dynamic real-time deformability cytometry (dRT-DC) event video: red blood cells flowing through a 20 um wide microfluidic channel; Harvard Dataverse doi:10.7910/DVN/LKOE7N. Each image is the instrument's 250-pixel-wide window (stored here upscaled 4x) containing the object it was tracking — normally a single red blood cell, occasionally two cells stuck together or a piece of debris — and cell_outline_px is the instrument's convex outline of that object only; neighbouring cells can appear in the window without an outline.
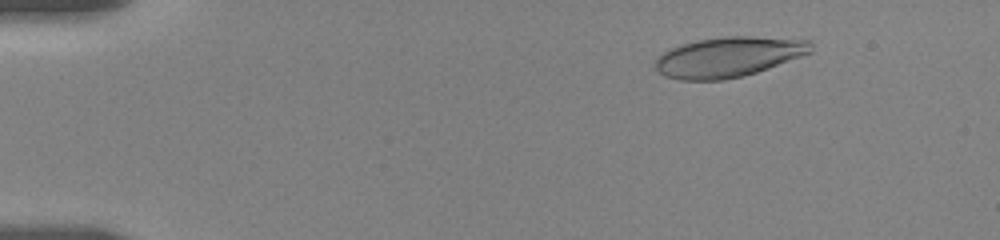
{"species": "human", "species_latin": "Homo sapiens", "temperature_condition": "room temperature", "stored_images_in_passage": 51, "camera_frame_rate_fps": 3000, "um_per_image_px": 0.085, "donor": {"sex": "female"}, "frame": {"image": 1, "passage_image": 8, "time_ms": 2.333, "image_size_px": [1000, 240], "cell_outline_px": [[812, 52], [768, 68], [756, 72], [724, 80], [680, 80], [664, 76], [656, 68], [656, 60], [664, 52], [680, 44], [696, 40], [724, 36], [752, 36], [808, 40], [812, 44]], "centroid_in_image_um": [61.92, 4.83], "position_along_channel_um": 23.1, "area_um2": 36.13}}
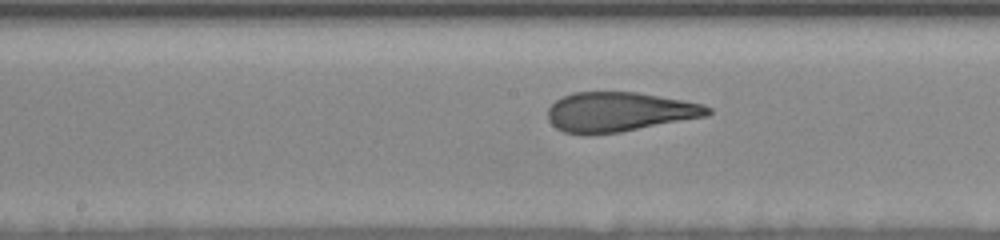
{"frame": {"image": 2, "passage_image": 28, "time_ms": 9.667, "image_size_px": [1000, 240], "cell_outline_px": [[712, 112], [708, 116], [620, 132], [588, 136], [584, 136], [564, 132], [556, 128], [548, 120], [548, 108], [556, 100], [572, 92], [636, 92], [704, 104], [712, 108]], "centroid_in_image_um": [52.62, 9.53], "position_along_channel_um": 195.6, "area_um2": 37.17}}
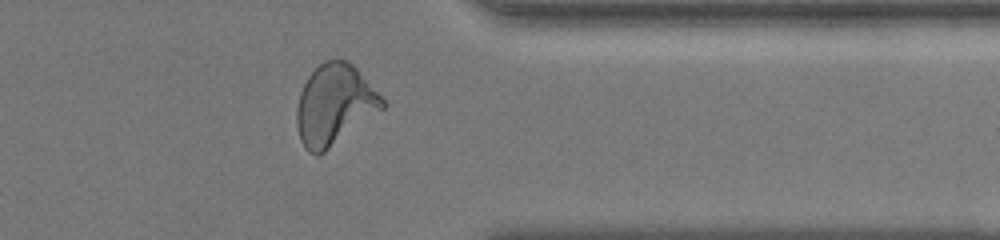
{"frame": {"image": 3, "passage_image": 42, "time_ms": 15.0, "image_size_px": [1000, 240], "cell_outline_px": [[388, 104], [384, 108], [324, 152], [316, 156], [308, 152], [304, 148], [300, 140], [296, 124], [296, 112], [300, 92], [308, 76], [324, 60], [348, 60], [356, 68]], "centroid_in_image_um": [28.41, 8.92], "position_along_channel_um": 383.0, "area_um2": 39.88}, "authors_computed_cell_mechanics": {"area_um2": 37.1654, "velocity_mm_per_s": 3.6183, "shape_relaxation_time_tau1_ms": 7.1604, "shape_relaxation_time_tau2_ms": 0.9082, "deformation_change_tau1": 0.2262, "deformation_change_tau2": 0.0688}}